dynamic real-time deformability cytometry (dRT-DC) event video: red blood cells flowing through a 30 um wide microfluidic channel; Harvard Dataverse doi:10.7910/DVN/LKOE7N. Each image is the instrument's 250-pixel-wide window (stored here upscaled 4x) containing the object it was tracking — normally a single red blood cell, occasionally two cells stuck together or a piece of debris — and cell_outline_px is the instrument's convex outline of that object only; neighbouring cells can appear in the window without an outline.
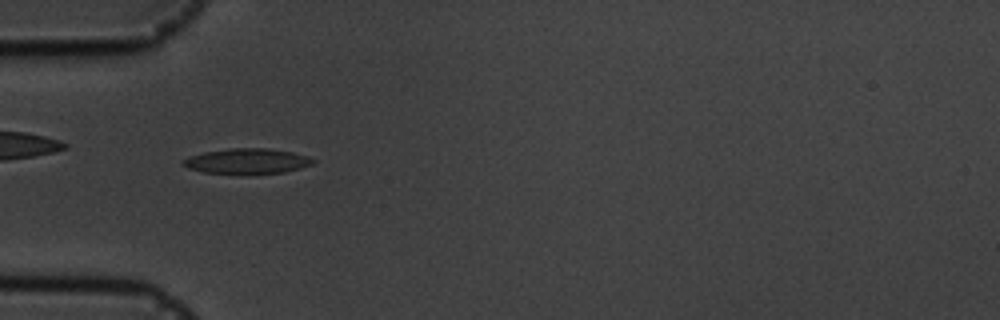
{"species": "common noctule bat (a hibernating species)", "species_latin": "Nyctalus noctula", "temperature_condition": "cold", "stored_images_in_passage": 41, "camera_frame_rate_fps": 3000, "um_per_image_px": 0.085, "animal": {"sex": "male", "body_mass_g": 19.5, "forearm_length_mm": 54.6}, "frame": {"image": 1, "passage_image": 3, "time_ms": 0.667, "image_size_px": [1000, 320], "cell_outline_px": [[316, 160], [312, 164], [300, 168], [284, 172], [204, 172], [188, 168], [180, 164], [180, 160], [204, 152], [228, 148], [268, 148], [292, 152], [308, 156]], "centroid_in_image_um": [20.99, 13.66], "position_along_channel_um": 64.0, "area_um2": 18.61}}
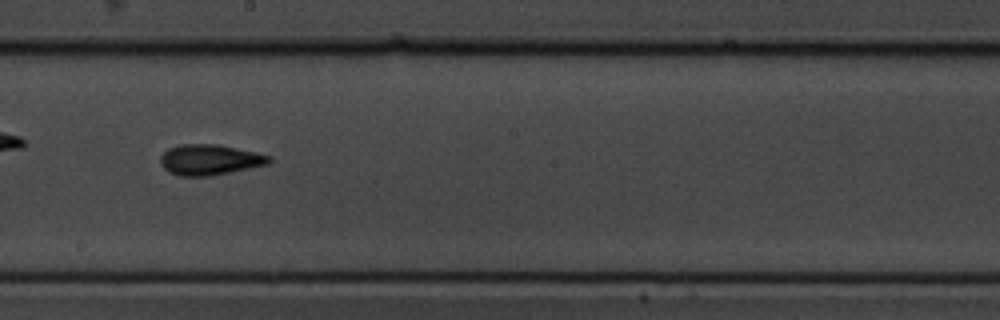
{"frame": {"image": 2, "passage_image": 17, "time_ms": 5.333, "image_size_px": [1000, 320], "cell_outline_px": [[272, 160], [268, 164], [212, 176], [180, 176], [168, 172], [160, 164], [160, 156], [168, 148], [180, 144], [216, 144], [272, 156]], "centroid_in_image_um": [17.79, 13.58], "position_along_channel_um": 230.4, "area_um2": 19.36}}
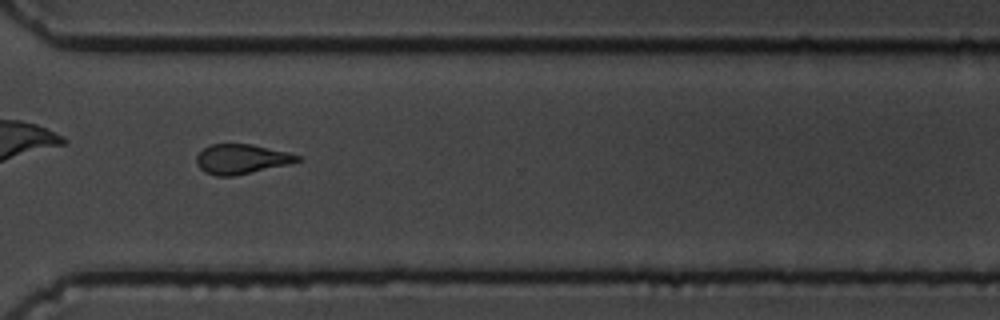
{"frame": {"image": 3, "passage_image": 27, "time_ms": 8.667, "image_size_px": [1000, 320], "cell_outline_px": [[304, 160], [288, 164], [236, 176], [216, 176], [204, 172], [196, 164], [196, 156], [204, 148], [212, 144], [252, 144], [288, 152], [300, 156]], "centroid_in_image_um": [20.53, 13.53], "position_along_channel_um": 350.1, "area_um2": 17.57}, "authors_computed_cell_mechanics": {"area_um2": 17.8602, "velocity_mm_per_s": 3.6021, "shape_relaxation_time_tau1_ms": 7.3579, "shape_relaxation_time_tau2_ms": 3.9998, "deformation_change_tau1": 0.162, "deformation_change_tau2": 0.1335}}